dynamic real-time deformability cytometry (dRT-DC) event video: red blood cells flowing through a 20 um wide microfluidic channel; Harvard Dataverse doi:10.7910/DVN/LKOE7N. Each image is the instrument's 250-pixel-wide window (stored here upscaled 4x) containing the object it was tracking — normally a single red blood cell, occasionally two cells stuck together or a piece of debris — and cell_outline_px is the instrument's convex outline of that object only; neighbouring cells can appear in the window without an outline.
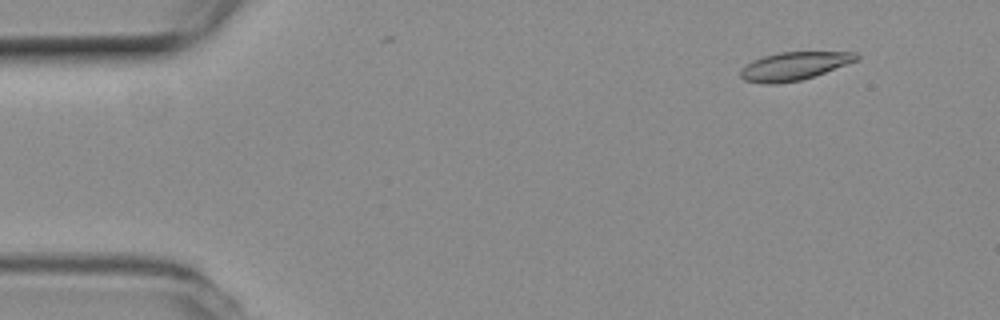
{"species": "common noctule bat (a hibernating species)", "species_latin": "Nyctalus noctula", "temperature_condition": "room temperature", "stored_images_in_passage": 16, "camera_frame_rate_fps": 3000, "um_per_image_px": 0.085, "animal": {"sex": "female", "body_mass_g": 19.3, "forearm_length_mm": 54.1}, "frame": {"image": 1, "passage_image": 5, "time_ms": 1.333, "image_size_px": [1000, 320], "cell_outline_px": [[860, 56], [856, 60], [824, 72], [800, 80], [776, 84], [764, 84], [744, 80], [740, 76], [740, 72], [752, 60], [764, 56], [780, 52], [856, 52]], "centroid_in_image_um": [67.46, 5.61], "position_along_channel_um": 17.5, "area_um2": 18.61}}
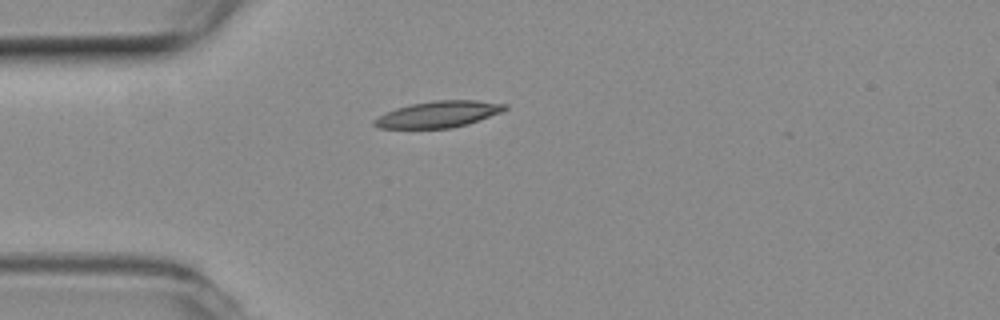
{"frame": {"image": 2, "passage_image": 14, "time_ms": 4.333, "image_size_px": [1000, 320], "cell_outline_px": [[508, 108], [500, 112], [468, 124], [452, 128], [380, 128], [372, 124], [372, 120], [396, 108], [412, 104], [432, 100], [476, 100], [508, 104]], "centroid_in_image_um": [37.28, 9.71], "position_along_channel_um": 47.7, "area_um2": 19.94}}